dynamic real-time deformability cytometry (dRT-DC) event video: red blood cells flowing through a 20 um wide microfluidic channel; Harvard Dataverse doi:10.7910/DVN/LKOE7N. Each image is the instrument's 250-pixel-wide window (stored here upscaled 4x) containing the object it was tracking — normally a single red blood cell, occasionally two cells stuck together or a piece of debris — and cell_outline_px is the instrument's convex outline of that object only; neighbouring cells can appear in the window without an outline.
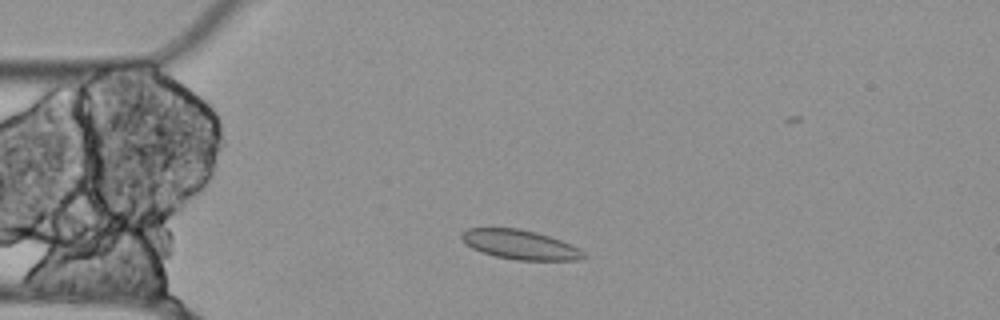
{"species": "Egyptian fruit bat (a non-hibernating species)", "species_latin": "Rousettus aegyptiacus", "temperature_condition": "cold", "stored_images_in_passage": 51, "segment_of_instrument_passage": [1, 2], "camera_frame_rate_fps": 3000, "um_per_image_px": 0.085, "animal": {"sex": "female"}, "frame": {"image": 1, "passage_image": 7, "time_ms": 2.0, "image_size_px": [1000, 320], "cell_outline_px": [[584, 256], [580, 260], [516, 260], [496, 256], [472, 248], [460, 236], [460, 232], [468, 228], [520, 228], [536, 232], [560, 240], [580, 248], [584, 252]], "centroid_in_image_um": [44.21, 20.78], "position_along_channel_um": 40.8, "area_um2": 20.69}}
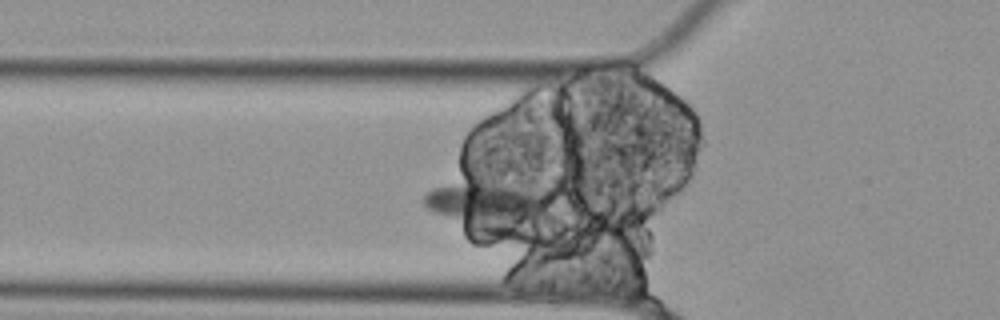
{"frame": {"image": 2, "passage_image": 12, "time_ms": 3.667, "image_size_px": [1000, 320], "cell_outline_px": [[556, 192], [552, 200], [548, 204], [504, 240], [500, 240], [436, 212], [428, 208], [424, 204], [424, 196], [432, 188], [452, 184], [472, 184], [516, 188]], "centroid_in_image_um": [41.48, 17.55], "position_along_channel_um": 84.3, "area_um2": 33.0}}